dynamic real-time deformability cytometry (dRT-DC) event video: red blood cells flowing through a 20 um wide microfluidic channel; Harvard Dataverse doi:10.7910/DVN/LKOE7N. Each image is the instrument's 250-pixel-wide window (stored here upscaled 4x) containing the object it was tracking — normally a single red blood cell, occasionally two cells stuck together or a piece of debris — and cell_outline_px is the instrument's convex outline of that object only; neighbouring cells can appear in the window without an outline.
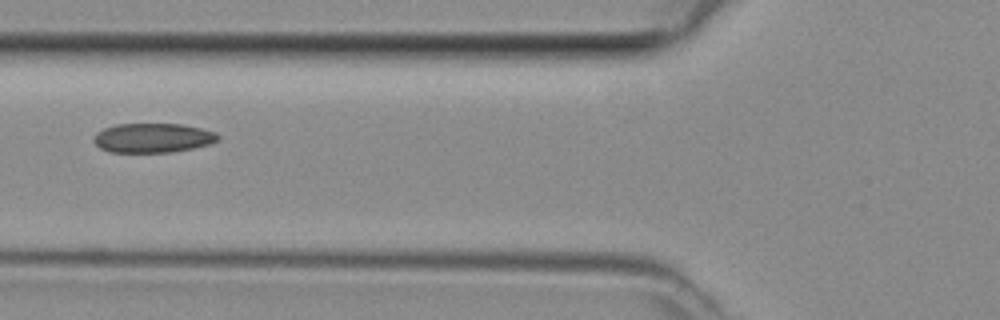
{"species": "common noctule bat (a hibernating species)", "species_latin": "Nyctalus noctula", "temperature_condition": "room temperature", "stored_images_in_passage": 6, "camera_frame_rate_fps": 3000, "um_per_image_px": 0.085, "animal": {"sex": "female", "body_mass_g": 29.2, "forearm_length_mm": 56.3}, "frame": {"image": 1, "passage_image": 6, "time_ms": 1.667, "image_size_px": [1000, 320], "cell_outline_px": [[220, 136], [216, 140], [208, 144], [192, 148], [172, 152], [108, 152], [100, 148], [92, 140], [96, 132], [104, 128], [116, 124], [180, 124], [200, 128], [216, 132]], "centroid_in_image_um": [12.94, 11.72], "position_along_channel_um": 112.9, "area_um2": 21.21}}